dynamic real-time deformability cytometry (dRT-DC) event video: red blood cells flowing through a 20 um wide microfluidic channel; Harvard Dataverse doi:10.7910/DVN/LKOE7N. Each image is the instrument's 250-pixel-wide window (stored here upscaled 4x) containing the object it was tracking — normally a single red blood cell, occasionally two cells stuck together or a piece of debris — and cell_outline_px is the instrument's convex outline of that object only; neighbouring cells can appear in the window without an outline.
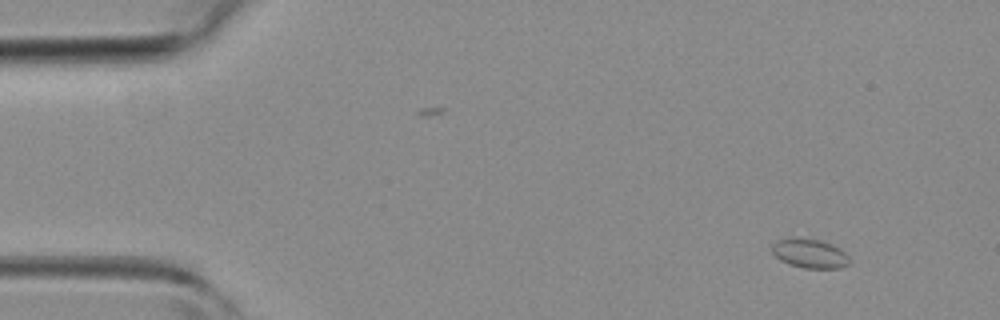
{"species": "common noctule bat (a hibernating species)", "species_latin": "Nyctalus noctula", "temperature_condition": "room temperature", "stored_images_in_passage": 4, "segment_of_instrument_passage": [2, 2], "camera_frame_rate_fps": 3000, "um_per_image_px": 0.085, "animal": {"sex": "female", "body_mass_g": 19.3, "forearm_length_mm": 54.1}, "frame": {"image": 1, "passage_image": 4, "time_ms": 5.333, "image_size_px": [1000, 320], "cell_outline_px": [[848, 264], [840, 268], [804, 268], [788, 264], [780, 260], [772, 252], [772, 244], [776, 240], [788, 236], [796, 236], [820, 240], [832, 244], [840, 248], [848, 256]], "centroid_in_image_um": [68.77, 21.51], "position_along_channel_um": 16.2, "area_um2": 13.47}}